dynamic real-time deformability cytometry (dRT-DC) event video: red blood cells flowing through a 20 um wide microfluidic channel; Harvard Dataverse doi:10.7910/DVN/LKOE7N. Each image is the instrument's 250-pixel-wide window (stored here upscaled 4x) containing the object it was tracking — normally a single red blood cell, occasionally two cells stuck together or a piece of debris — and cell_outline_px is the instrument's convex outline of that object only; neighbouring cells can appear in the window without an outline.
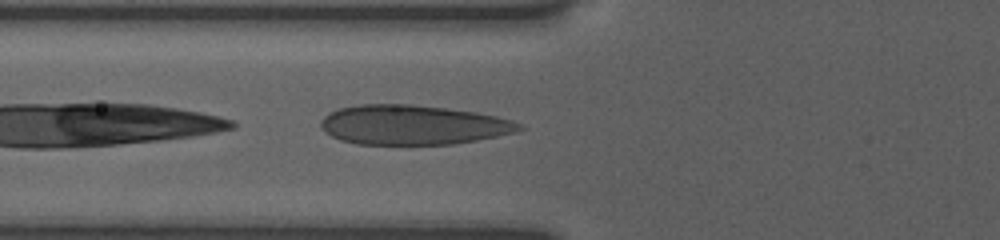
{"species": "human", "species_latin": "Homo sapiens", "temperature_condition": "room temperature", "stored_images_in_passage": 8, "camera_frame_rate_fps": 3000, "um_per_image_px": 0.085, "donor": {"sex": "female"}, "frame": {"image": 1, "passage_image": 4, "time_ms": 2.667, "image_size_px": [1000, 240], "cell_outline_px": [[524, 128], [516, 132], [476, 140], [452, 144], [356, 144], [340, 140], [324, 132], [320, 128], [320, 120], [328, 112], [336, 108], [360, 104], [412, 104], [476, 112], [496, 116], [512, 120], [520, 124]], "centroid_in_image_um": [35.03, 10.61], "position_along_channel_um": 90.8, "area_um2": 45.95}}
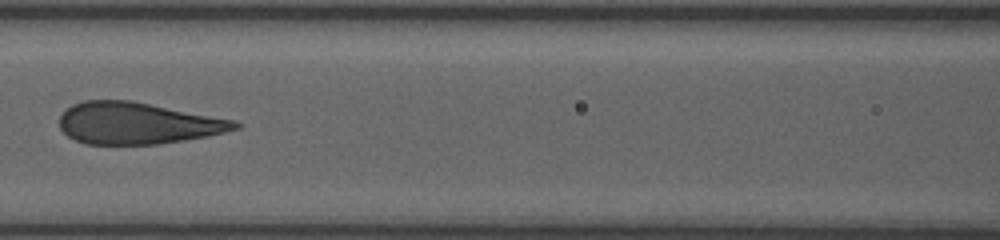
{"frame": {"image": 2, "passage_image": 6, "time_ms": 4.333, "image_size_px": [1000, 240], "cell_outline_px": [[240, 128], [208, 136], [156, 144], [84, 144], [68, 136], [60, 128], [60, 116], [72, 104], [84, 100], [132, 100], [232, 120], [240, 124]], "centroid_in_image_um": [11.64, 10.47], "position_along_channel_um": 155.0, "area_um2": 42.25}}
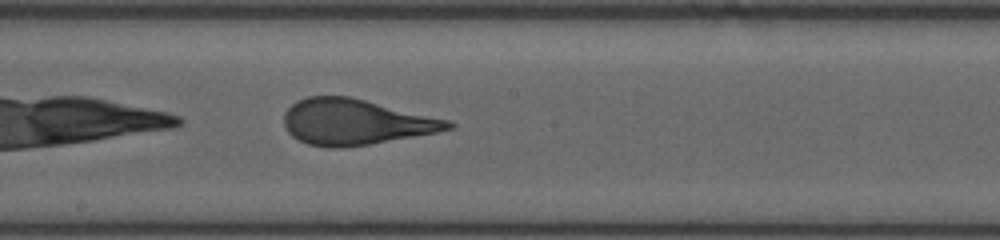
{"frame": {"image": 3, "passage_image": 8, "time_ms": 6.0, "image_size_px": [1000, 240], "cell_outline_px": [[456, 124], [452, 128], [436, 132], [368, 144], [340, 148], [328, 148], [308, 144], [292, 136], [288, 132], [284, 124], [284, 112], [296, 100], [308, 96], [348, 96], [448, 120]], "centroid_in_image_um": [30.15, 10.37], "position_along_channel_um": 218.0, "area_um2": 43.18}}